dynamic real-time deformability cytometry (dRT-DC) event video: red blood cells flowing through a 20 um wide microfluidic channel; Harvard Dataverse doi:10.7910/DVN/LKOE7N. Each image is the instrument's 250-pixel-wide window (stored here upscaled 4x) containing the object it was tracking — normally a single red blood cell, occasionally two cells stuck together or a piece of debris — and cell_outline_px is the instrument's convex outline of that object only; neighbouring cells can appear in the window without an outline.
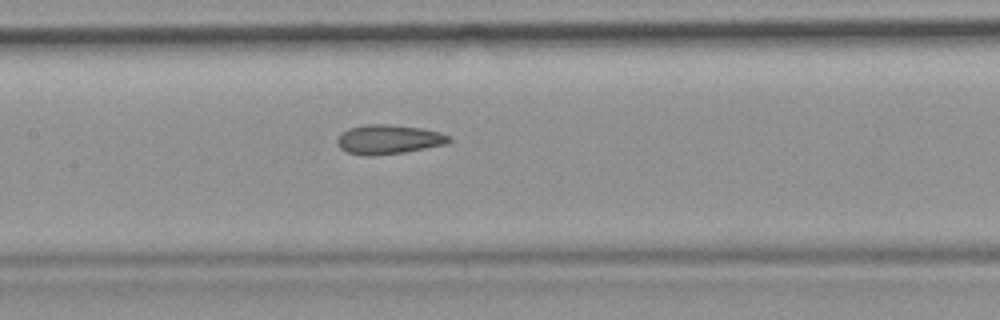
{"species": "common noctule bat (a hibernating species)", "species_latin": "Nyctalus noctula", "temperature_condition": "room temperature", "stored_images_in_passage": 44, "camera_frame_rate_fps": 3000, "um_per_image_px": 0.085, "animal": {"sex": "female", "body_mass_g": 19.9}, "frame": {"image": 1, "passage_image": 19, "time_ms": 6.0, "image_size_px": [1000, 320], "cell_outline_px": [[452, 140], [448, 144], [404, 152], [368, 156], [348, 152], [340, 148], [336, 144], [336, 140], [340, 132], [348, 128], [368, 124], [388, 124], [420, 128], [440, 132], [448, 136]], "centroid_in_image_um": [33.0, 11.84], "position_along_channel_um": 174.4, "area_um2": 19.13}}